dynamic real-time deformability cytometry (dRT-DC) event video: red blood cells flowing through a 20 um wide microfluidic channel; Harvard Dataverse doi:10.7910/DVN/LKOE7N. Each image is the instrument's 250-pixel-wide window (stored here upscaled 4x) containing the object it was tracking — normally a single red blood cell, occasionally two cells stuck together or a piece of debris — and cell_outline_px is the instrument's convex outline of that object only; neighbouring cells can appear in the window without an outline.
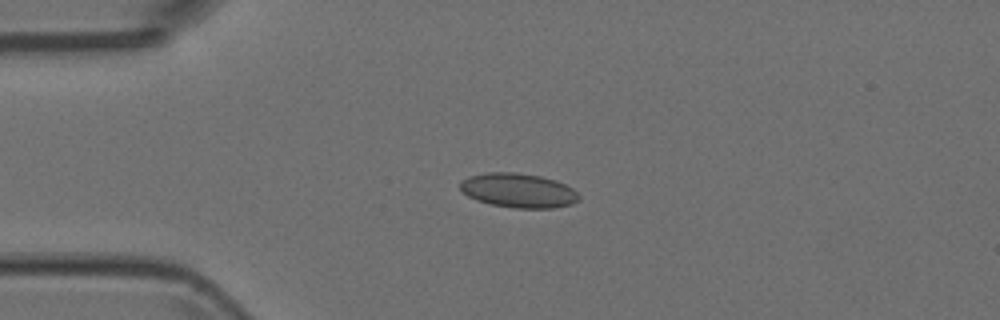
{"species": "Egyptian fruit bat (a non-hibernating species)", "species_latin": "Rousettus aegyptiacus", "temperature_condition": "room temperature", "stored_images_in_passage": 4, "camera_frame_rate_fps": 3000, "um_per_image_px": 0.085, "animal": {"sex": "female"}, "frame": {"image": 1, "passage_image": 3, "time_ms": 0.667, "image_size_px": [1000, 320], "cell_outline_px": [[580, 196], [572, 204], [552, 208], [516, 208], [492, 204], [476, 200], [468, 196], [460, 188], [460, 180], [468, 176], [488, 172], [516, 172], [540, 176], [556, 180], [572, 188]], "centroid_in_image_um": [44.04, 16.18], "position_along_channel_um": 41.0, "area_um2": 23.7}}